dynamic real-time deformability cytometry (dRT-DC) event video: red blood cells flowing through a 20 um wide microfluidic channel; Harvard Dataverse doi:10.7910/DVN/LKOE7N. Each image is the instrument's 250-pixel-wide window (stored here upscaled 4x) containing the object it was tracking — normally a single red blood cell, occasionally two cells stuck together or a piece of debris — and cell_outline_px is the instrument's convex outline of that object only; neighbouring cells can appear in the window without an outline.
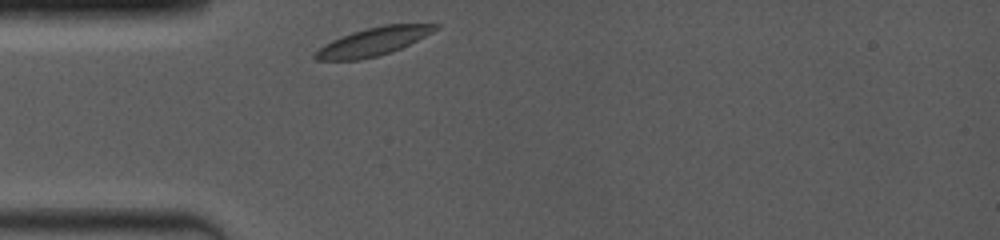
{"species": "common noctule bat (a hibernating species)", "species_latin": "Nyctalus noctula", "temperature_condition": "room temperature", "stored_images_in_passage": 23, "camera_frame_rate_fps": 4000, "um_per_image_px": 0.085, "animal": {"sex": "female", "body_mass_g": 19.0, "forearm_length_mm": 53.3}, "frame": {"image": 1, "passage_image": 1, "time_ms": 0.0, "image_size_px": [1000, 240], "cell_outline_px": [[440, 28], [392, 52], [360, 60], [316, 60], [312, 56], [312, 52], [324, 44], [340, 36], [352, 32], [384, 24], [440, 24]], "centroid_in_image_um": [31.66, 3.54], "position_along_channel_um": 53.3, "area_um2": 19.65}}
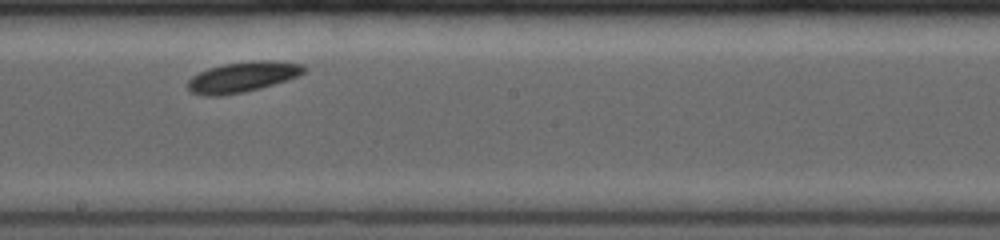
{"frame": {"image": 2, "passage_image": 10, "time_ms": 4.75, "image_size_px": [1000, 240], "cell_outline_px": [[308, 68], [300, 76], [288, 80], [260, 88], [244, 92], [220, 96], [204, 96], [192, 92], [184, 84], [192, 76], [208, 68], [224, 64], [248, 60], [272, 60], [304, 64]], "centroid_in_image_um": [20.64, 6.53], "position_along_channel_um": 227.6, "area_um2": 20.98}}
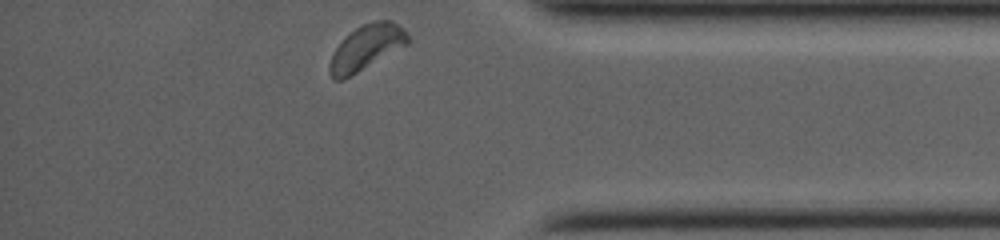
{"frame": {"image": 3, "passage_image": 23, "time_ms": 9.5, "image_size_px": [1000, 240], "cell_outline_px": [[408, 44], [344, 80], [332, 80], [328, 72], [328, 64], [332, 52], [356, 28], [364, 24], [376, 20], [392, 20], [404, 28], [408, 36]], "centroid_in_image_um": [31.12, 4.07], "position_along_channel_um": 404.1, "area_um2": 20.46}, "authors_computed_cell_mechanics": {"area_um2": 19.2474, "velocity_mm_per_s": 3.862, "shape_relaxation_time_tau1_ms": 0.9889, "shape_relaxation_time_tau2_ms": null, "deformation_change_tau1": 0.0652, "deformation_change_tau2": null}}